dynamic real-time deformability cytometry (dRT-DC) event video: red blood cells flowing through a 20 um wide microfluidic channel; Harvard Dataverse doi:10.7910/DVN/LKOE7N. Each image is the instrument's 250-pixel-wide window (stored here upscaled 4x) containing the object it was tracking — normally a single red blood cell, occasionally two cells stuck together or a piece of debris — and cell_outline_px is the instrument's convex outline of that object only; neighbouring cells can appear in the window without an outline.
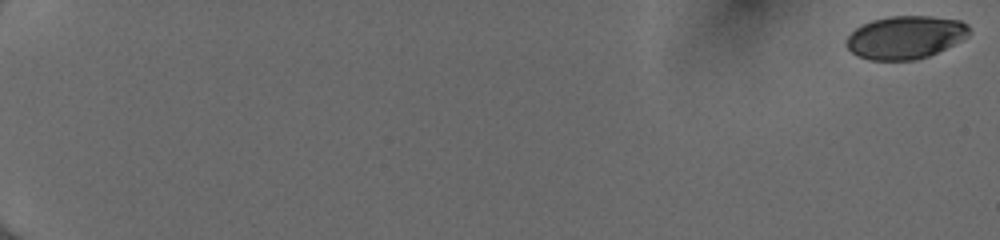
{"species": "human", "species_latin": "Homo sapiens", "temperature_condition": "cold", "stored_images_in_passage": 54, "camera_frame_rate_fps": 3000, "um_per_image_px": 0.085, "donor": {"sex": "female"}, "frame": {"image": 1, "passage_image": 1, "time_ms": 0.0, "image_size_px": [1000, 240], "cell_outline_px": [[968, 36], [928, 56], [916, 60], [868, 60], [856, 56], [844, 44], [848, 36], [856, 28], [872, 20], [892, 16], [932, 16], [960, 20], [968, 24]], "centroid_in_image_um": [76.92, 3.17], "position_along_channel_um": 8.1, "area_um2": 30.58}}
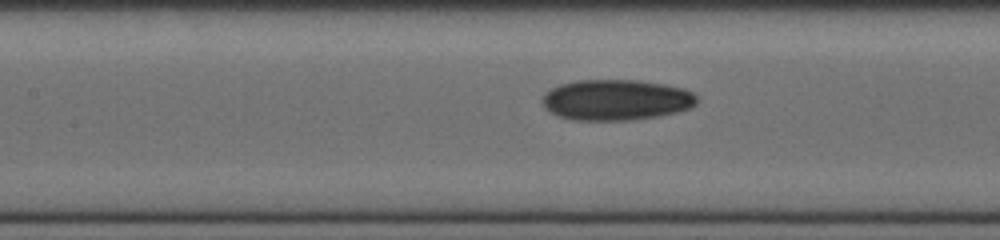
{"frame": {"image": 2, "passage_image": 29, "time_ms": 9.333, "image_size_px": [1000, 240], "cell_outline_px": [[696, 104], [688, 108], [676, 112], [656, 116], [632, 120], [572, 120], [560, 116], [544, 108], [540, 100], [544, 92], [560, 84], [576, 80], [636, 80], [664, 84], [684, 88], [692, 92], [696, 96]], "centroid_in_image_um": [52.33, 8.48], "position_along_channel_um": 155.1, "area_um2": 36.76}}
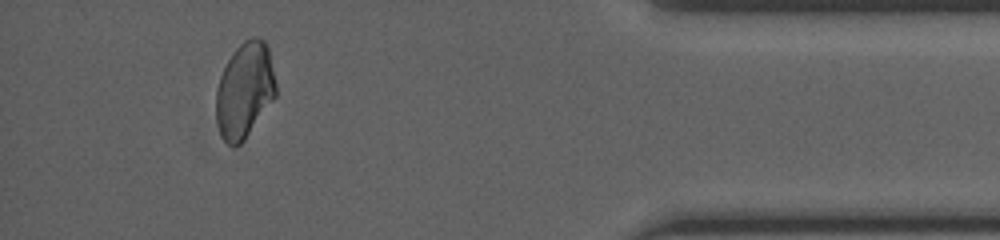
{"frame": {"image": 3, "passage_image": 51, "time_ms": 16.667, "image_size_px": [1000, 240], "cell_outline_px": [[276, 96], [244, 140], [240, 144], [228, 144], [220, 136], [216, 120], [216, 88], [220, 76], [232, 52], [244, 40], [252, 36], [260, 36], [268, 44], [276, 84]], "centroid_in_image_um": [20.8, 7.63], "position_along_channel_um": 414.4, "area_um2": 33.47}, "authors_computed_cell_mechanics": {"area_um2": 33.8419, "velocity_mm_per_s": 4.0482, "shape_relaxation_time_tau1_ms": 11.348, "shape_relaxation_time_tau2_ms": 3.8408, "deformation_change_tau1": 0.1844, "deformation_change_tau2": 0.0803}}